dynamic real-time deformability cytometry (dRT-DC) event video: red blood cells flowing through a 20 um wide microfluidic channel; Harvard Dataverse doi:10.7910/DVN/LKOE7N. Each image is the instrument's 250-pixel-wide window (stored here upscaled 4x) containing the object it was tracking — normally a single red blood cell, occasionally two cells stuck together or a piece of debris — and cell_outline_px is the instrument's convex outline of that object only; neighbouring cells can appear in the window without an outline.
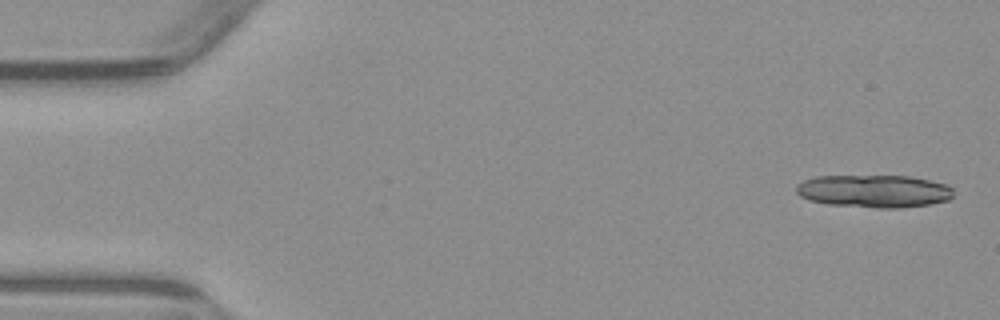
{"species": "common noctule bat (a hibernating species)", "species_latin": "Nyctalus noctula", "temperature_condition": "warm", "stored_images_in_passage": 3, "camera_frame_rate_fps": 3000, "um_per_image_px": 0.085, "animal": {"sex": "male", "body_mass_g": 23.1, "forearm_length_mm": 52.7}, "frame": {"image": 1, "passage_image": 1, "time_ms": 0.0, "image_size_px": [1000, 320], "cell_outline_px": [[952, 196], [948, 200], [928, 204], [900, 208], [876, 208], [828, 204], [808, 200], [800, 196], [796, 192], [796, 184], [804, 180], [816, 176], [912, 176], [944, 184], [952, 188]], "centroid_in_image_um": [74.25, 16.25], "position_along_channel_um": 10.8, "area_um2": 29.94}}